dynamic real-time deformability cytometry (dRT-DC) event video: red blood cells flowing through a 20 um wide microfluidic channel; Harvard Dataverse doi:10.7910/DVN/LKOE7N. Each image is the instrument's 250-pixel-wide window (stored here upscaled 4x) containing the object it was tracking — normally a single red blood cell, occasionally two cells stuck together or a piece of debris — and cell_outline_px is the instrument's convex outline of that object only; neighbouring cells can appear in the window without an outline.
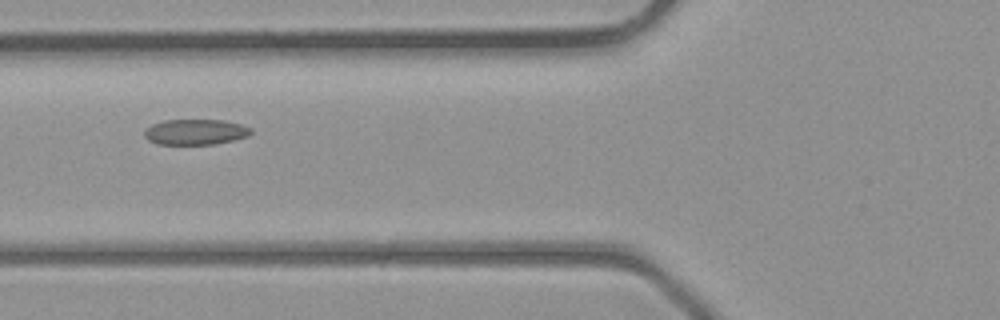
{"species": "common noctule bat (a hibernating species)", "species_latin": "Nyctalus noctula", "temperature_condition": "room temperature", "stored_images_in_passage": 3, "camera_frame_rate_fps": 3000, "um_per_image_px": 0.085, "animal": {"sex": "male", "body_mass_g": 23.1, "forearm_length_mm": 52.7}, "frame": {"image": 1, "passage_image": 3, "time_ms": 2.333, "image_size_px": [1000, 320], "cell_outline_px": [[252, 132], [248, 136], [216, 144], [156, 144], [148, 140], [144, 136], [144, 132], [152, 124], [164, 120], [224, 120], [240, 124], [252, 128]], "centroid_in_image_um": [16.62, 11.22], "position_along_channel_um": 109.2, "area_um2": 15.84}}